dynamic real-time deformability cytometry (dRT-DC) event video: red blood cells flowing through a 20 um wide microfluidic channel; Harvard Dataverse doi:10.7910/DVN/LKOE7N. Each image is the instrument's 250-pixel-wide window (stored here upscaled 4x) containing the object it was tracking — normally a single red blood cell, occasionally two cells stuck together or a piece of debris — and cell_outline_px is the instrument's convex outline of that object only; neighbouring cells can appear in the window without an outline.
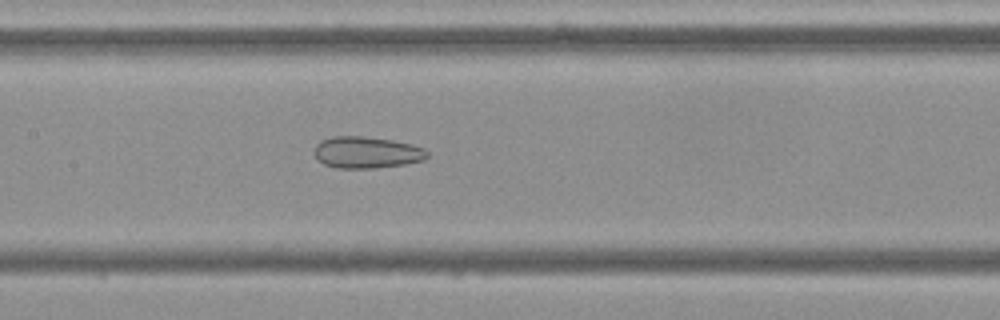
{"species": "Egyptian fruit bat (a non-hibernating species)", "species_latin": "Rousettus aegyptiacus", "temperature_condition": "cold", "stored_images_in_passage": 53, "camera_frame_rate_fps": 3000, "um_per_image_px": 0.085, "frame": {"image": 1, "passage_image": 25, "time_ms": 8.0, "image_size_px": [1000, 320], "cell_outline_px": [[428, 156], [424, 160], [404, 164], [376, 168], [336, 168], [324, 164], [312, 152], [316, 144], [320, 140], [332, 136], [360, 136], [392, 140], [412, 144], [424, 148], [428, 152]], "centroid_in_image_um": [31.15, 12.95], "position_along_channel_um": 176.3, "area_um2": 20.92}}
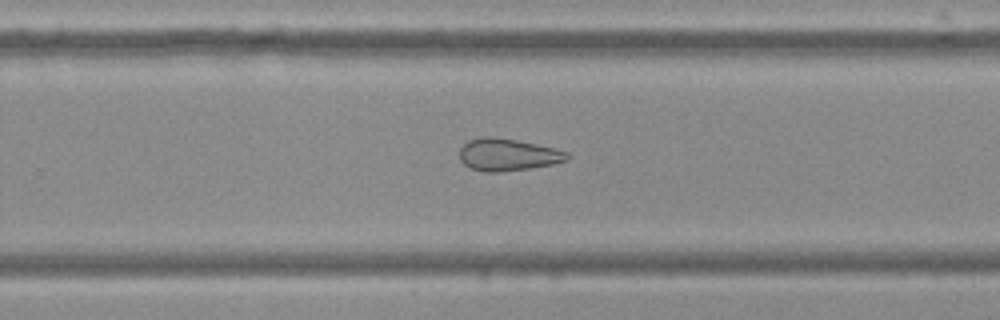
{"frame": {"image": 2, "passage_image": 34, "time_ms": 11.0, "image_size_px": [1000, 320], "cell_outline_px": [[568, 160], [552, 164], [532, 168], [500, 172], [484, 172], [472, 168], [464, 164], [460, 160], [460, 148], [468, 140], [484, 136], [488, 136], [516, 140], [536, 144], [568, 152]], "centroid_in_image_um": [43.14, 13.15], "position_along_channel_um": 286.7, "area_um2": 20.06}}
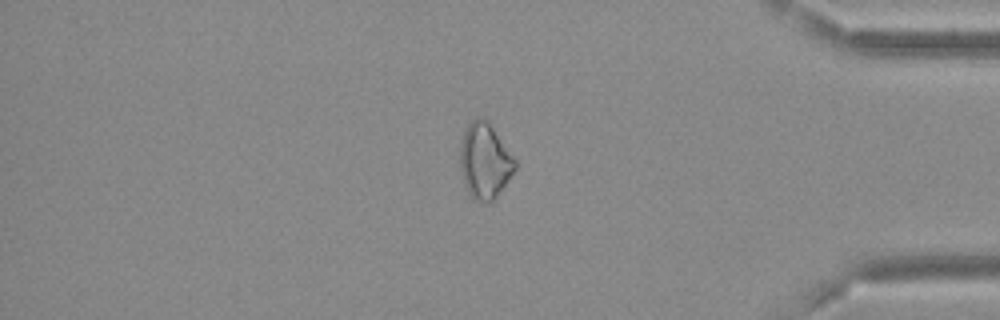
{"frame": {"image": 3, "passage_image": 45, "time_ms": 14.667, "image_size_px": [1000, 320], "cell_outline_px": [[516, 168], [496, 196], [492, 200], [484, 204], [472, 200], [464, 184], [460, 168], [460, 144], [464, 132], [468, 124], [472, 120], [484, 116], [488, 120], [516, 160]], "centroid_in_image_um": [41.18, 13.68], "position_along_channel_um": 394.0, "area_um2": 24.22}, "authors_computed_cell_mechanics": {"area_um2": 24.3338, "velocity_mm_per_s": 3.6934, "shape_relaxation_time_tau1_ms": null, "shape_relaxation_time_tau2_ms": 3.4316, "deformation_change_tau1": null, "deformation_change_tau2": 0.1093}}